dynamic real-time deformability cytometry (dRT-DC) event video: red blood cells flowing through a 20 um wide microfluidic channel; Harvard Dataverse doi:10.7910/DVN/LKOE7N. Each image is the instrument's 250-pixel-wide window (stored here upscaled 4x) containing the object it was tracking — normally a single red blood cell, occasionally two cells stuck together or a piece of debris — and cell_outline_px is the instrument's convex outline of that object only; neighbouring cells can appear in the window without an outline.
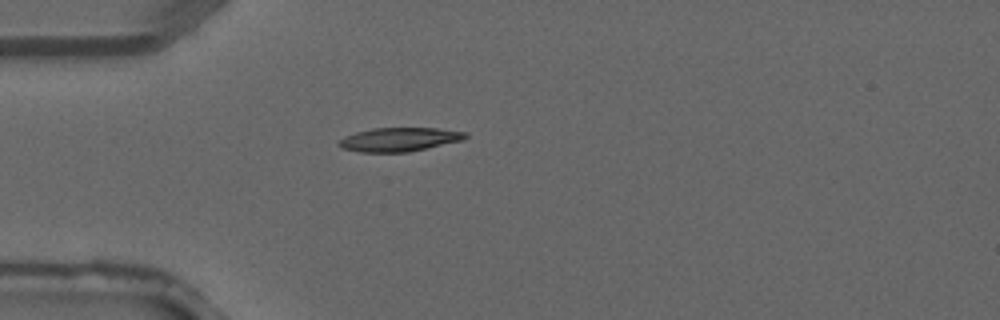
{"species": "common noctule bat (a hibernating species)", "species_latin": "Nyctalus noctula", "temperature_condition": "warm", "stored_images_in_passage": 1, "camera_frame_rate_fps": 3000, "um_per_image_px": 0.085, "animal": {"sex": "male", "forearm_length_mm": 52.5}, "frame": {"image": 1, "passage_image": 1, "time_ms": 0.0, "image_size_px": [1000, 320], "cell_outline_px": [[468, 136], [464, 140], [408, 152], [360, 152], [344, 148], [336, 144], [344, 136], [356, 132], [372, 128], [436, 128], [468, 132]], "centroid_in_image_um": [33.96, 11.85], "position_along_channel_um": 51.0, "area_um2": 17.57}}